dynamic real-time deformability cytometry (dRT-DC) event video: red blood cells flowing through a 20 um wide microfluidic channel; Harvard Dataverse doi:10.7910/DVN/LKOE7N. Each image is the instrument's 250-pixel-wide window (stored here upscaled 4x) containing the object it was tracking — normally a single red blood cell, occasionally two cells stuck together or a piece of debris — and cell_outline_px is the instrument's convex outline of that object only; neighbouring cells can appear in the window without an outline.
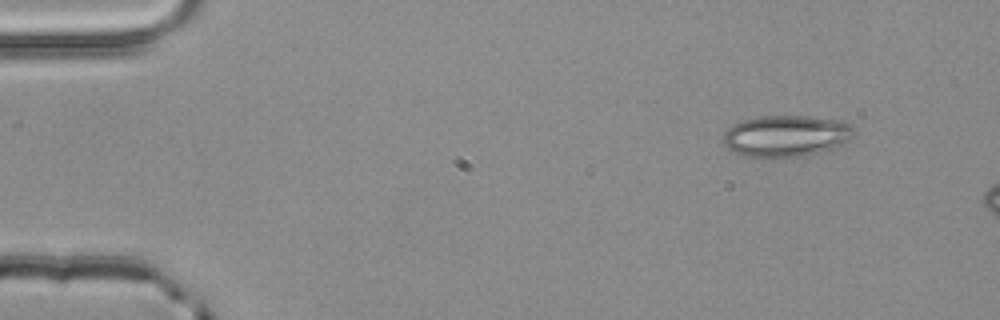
{"species": "common noctule bat (a hibernating species)", "species_latin": "Nyctalus noctula", "temperature_condition": "room temperature", "stored_images_in_passage": 3, "camera_frame_rate_fps": 3000, "um_per_image_px": 0.085, "animal": {"sex": "male", "body_mass_g": 20.4}, "frame": {"image": 1, "passage_image": 1, "time_ms": 0.0, "image_size_px": [1000, 320], "cell_outline_px": [[856, 136], [832, 148], [804, 156], [744, 156], [728, 148], [720, 140], [724, 132], [732, 124], [740, 120], [760, 116], [808, 116], [840, 120], [852, 124], [856, 132]], "centroid_in_image_um": [66.82, 11.52], "position_along_channel_um": 18.2, "area_um2": 31.67}}